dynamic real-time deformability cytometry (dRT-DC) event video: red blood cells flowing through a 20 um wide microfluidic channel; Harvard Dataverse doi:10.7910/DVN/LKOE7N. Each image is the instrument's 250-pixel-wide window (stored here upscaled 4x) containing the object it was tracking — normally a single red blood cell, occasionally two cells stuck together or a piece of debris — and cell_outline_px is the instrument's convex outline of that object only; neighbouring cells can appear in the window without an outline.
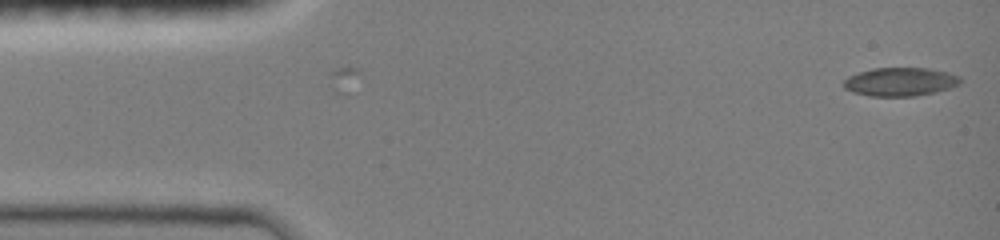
{"species": "common noctule bat (a hibernating species)", "species_latin": "Nyctalus noctula", "temperature_condition": "room temperature", "stored_images_in_passage": 4, "camera_frame_rate_fps": 3000, "um_per_image_px": 0.085, "animal": {"sex": "female", "body_mass_g": 19.0, "forearm_length_mm": 51.5}, "frame": {"image": 1, "passage_image": 4, "time_ms": 1.0, "image_size_px": [1000, 240], "cell_outline_px": [[960, 84], [936, 92], [916, 96], [868, 96], [852, 92], [844, 88], [844, 80], [848, 76], [872, 68], [928, 68], [948, 72], [960, 76]], "centroid_in_image_um": [76.51, 6.95], "position_along_channel_um": 8.5, "area_um2": 19.42}}